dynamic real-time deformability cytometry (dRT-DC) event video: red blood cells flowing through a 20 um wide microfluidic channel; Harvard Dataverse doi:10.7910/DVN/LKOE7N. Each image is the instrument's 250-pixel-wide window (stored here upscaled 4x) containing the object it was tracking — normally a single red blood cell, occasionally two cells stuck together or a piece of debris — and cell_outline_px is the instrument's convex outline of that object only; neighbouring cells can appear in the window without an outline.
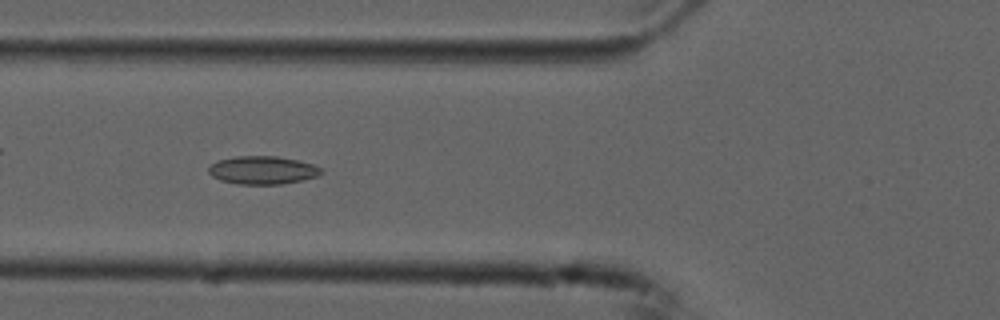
{"species": "common noctule bat (a hibernating species)", "species_latin": "Nyctalus noctula", "temperature_condition": "cold", "stored_images_in_passage": 45, "camera_frame_rate_fps": 3000, "um_per_image_px": 0.085, "animal": {"sex": "male", "forearm_length_mm": 52.5}, "frame": {"image": 1, "passage_image": 11, "time_ms": 3.333, "image_size_px": [1000, 320], "cell_outline_px": [[324, 172], [320, 176], [280, 184], [236, 184], [220, 180], [212, 176], [208, 172], [208, 168], [216, 160], [236, 156], [276, 156], [316, 164], [324, 168]], "centroid_in_image_um": [22.35, 14.46], "position_along_channel_um": 103.4, "area_um2": 18.67}}
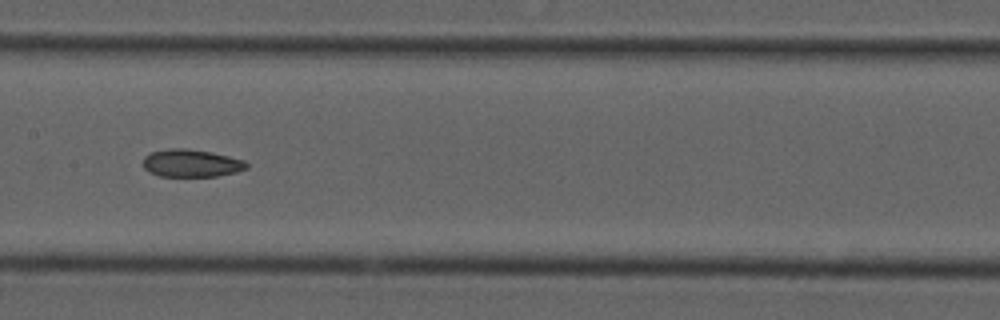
{"frame": {"image": 2, "passage_image": 18, "time_ms": 5.667, "image_size_px": [1000, 320], "cell_outline_px": [[248, 168], [236, 172], [216, 176], [160, 176], [148, 172], [144, 168], [144, 156], [152, 152], [168, 148], [188, 148], [212, 152], [244, 160], [248, 164]], "centroid_in_image_um": [16.26, 13.86], "position_along_channel_um": 191.1, "area_um2": 16.7}}
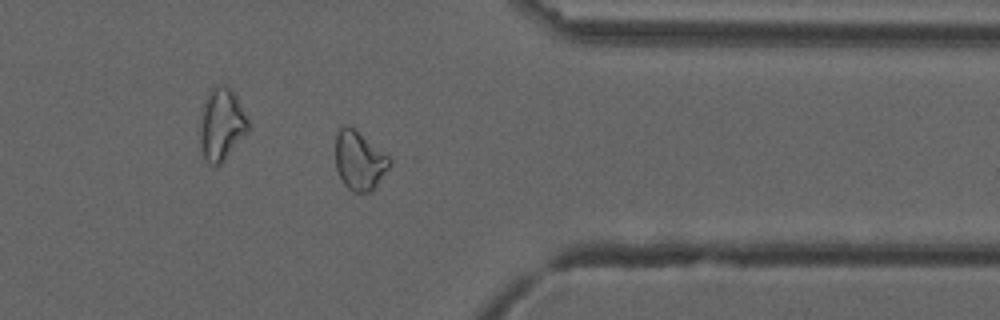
{"frame": {"image": 3, "passage_image": 34, "time_ms": 11.0, "image_size_px": [1000, 320], "cell_outline_px": [[392, 164], [372, 192], [352, 192], [344, 184], [336, 168], [336, 132], [344, 124], [348, 124], [388, 156], [392, 160]], "centroid_in_image_um": [30.55, 13.67], "position_along_channel_um": 380.9, "area_um2": 18.5}, "authors_computed_cell_mechanics": {"area_um2": 18.5538, "velocity_mm_per_s": 3.7422, "shape_relaxation_time_tau1_ms": null, "shape_relaxation_time_tau2_ms": 7.4691, "deformation_change_tau1": null, "deformation_change_tau2": 0.1287}}